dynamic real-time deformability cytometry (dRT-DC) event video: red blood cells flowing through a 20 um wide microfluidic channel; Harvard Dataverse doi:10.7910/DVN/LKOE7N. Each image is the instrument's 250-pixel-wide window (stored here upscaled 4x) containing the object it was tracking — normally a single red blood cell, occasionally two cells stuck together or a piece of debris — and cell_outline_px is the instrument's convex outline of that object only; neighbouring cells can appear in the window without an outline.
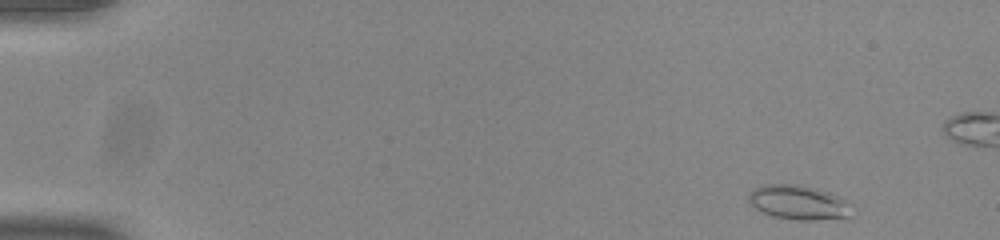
{"species": "common noctule bat (a hibernating species)", "species_latin": "Nyctalus noctula", "temperature_condition": "room temperature", "stored_images_in_passage": 51, "camera_frame_rate_fps": 3000, "um_per_image_px": 0.085, "animal": {"sex": "male", "body_mass_g": 20.0, "forearm_length_mm": 53.3}, "frame": {"image": 1, "passage_image": 2, "time_ms": 0.333, "image_size_px": [1000, 240], "cell_outline_px": [[852, 216], [848, 220], [800, 220], [772, 216], [756, 208], [748, 200], [748, 196], [756, 188], [764, 184], [800, 184], [816, 188], [828, 192], [844, 200]], "centroid_in_image_um": [67.91, 17.23], "position_along_channel_um": 17.1, "area_um2": 20.63}}
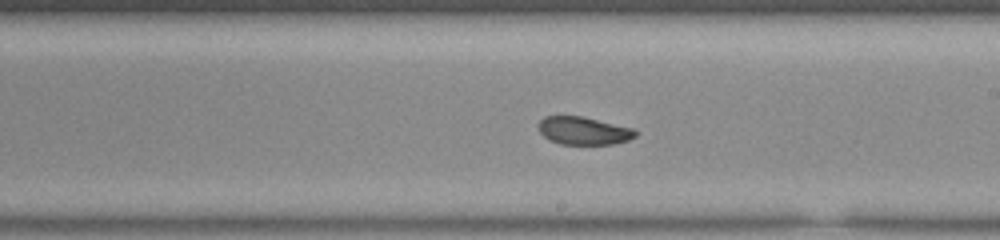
{"frame": {"image": 2, "passage_image": 29, "time_ms": 9.333, "image_size_px": [1000, 240], "cell_outline_px": [[636, 136], [628, 140], [612, 144], [560, 144], [548, 140], [540, 132], [536, 124], [544, 116], [584, 116], [632, 128], [636, 132]], "centroid_in_image_um": [49.55, 11.1], "position_along_channel_um": 239.4, "area_um2": 15.84}}
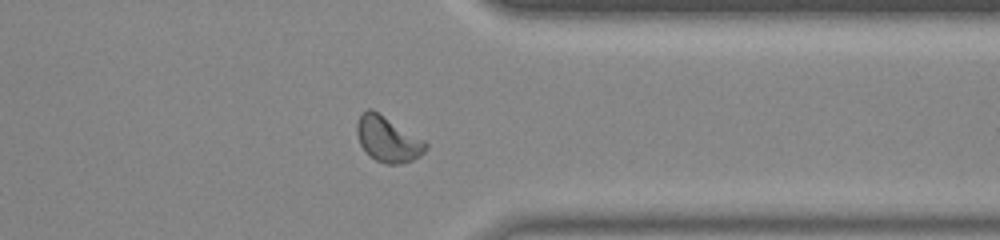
{"frame": {"image": 3, "passage_image": 40, "time_ms": 13.0, "image_size_px": [1000, 240], "cell_outline_px": [[428, 148], [420, 156], [412, 160], [400, 164], [384, 164], [368, 156], [364, 152], [360, 144], [356, 132], [356, 124], [360, 112], [368, 108], [372, 108], [424, 140], [428, 144]], "centroid_in_image_um": [32.92, 11.82], "position_along_channel_um": 378.5, "area_um2": 18.55}, "authors_computed_cell_mechanics": {"area_um2": 16.8776, "velocity_mm_per_s": 3.8727, "shape_relaxation_time_tau1_ms": 4.9644, "shape_relaxation_time_tau2_ms": 1.9323, "deformation_change_tau1": 0.1143, "deformation_change_tau2": 0.0755}}